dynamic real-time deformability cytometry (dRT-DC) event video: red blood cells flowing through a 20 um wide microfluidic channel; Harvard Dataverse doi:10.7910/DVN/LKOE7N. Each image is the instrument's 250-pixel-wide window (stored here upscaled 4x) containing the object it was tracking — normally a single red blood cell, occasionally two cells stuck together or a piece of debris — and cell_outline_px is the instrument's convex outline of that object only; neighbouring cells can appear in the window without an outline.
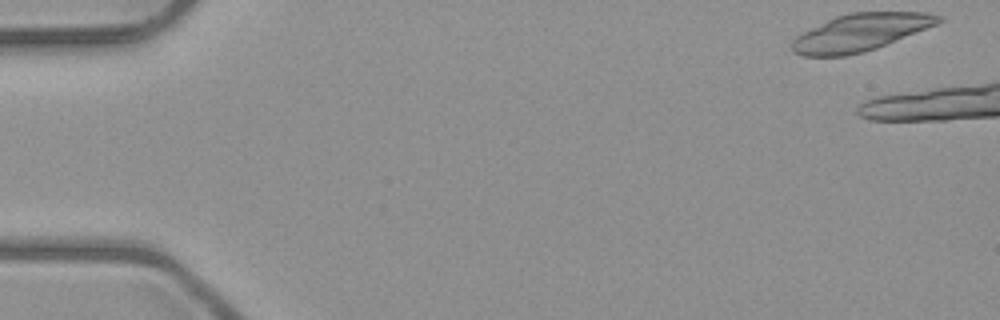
{"species": "common noctule bat (a hibernating species)", "species_latin": "Nyctalus noctula", "temperature_condition": "room temperature", "stored_images_in_passage": 9, "camera_frame_rate_fps": 3000, "um_per_image_px": 0.085, "animal": {"sex": "male", "body_mass_g": 23.1, "forearm_length_mm": 52.7}, "frame": {"image": 1, "passage_image": 1, "time_ms": 0.0, "image_size_px": [1000, 320], "cell_outline_px": [[944, 20], [936, 24], [876, 48], [864, 52], [844, 56], [800, 56], [792, 52], [792, 40], [796, 36], [836, 16], [852, 12], [928, 12], [944, 16]], "centroid_in_image_um": [73.14, 2.76], "position_along_channel_um": 11.9, "area_um2": 31.5}}
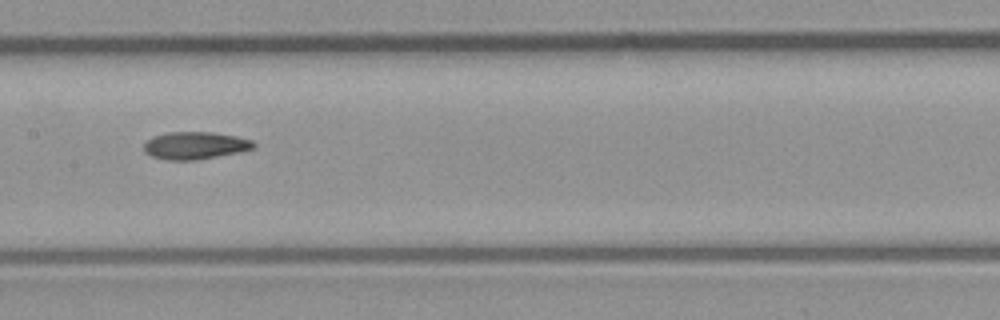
{"frame": {"image": 2, "passage_image": 9, "time_ms": 10.0, "image_size_px": [1000, 320], "cell_outline_px": [[256, 148], [240, 152], [196, 160], [168, 160], [152, 156], [144, 152], [144, 144], [152, 136], [168, 132], [212, 132], [236, 136], [252, 140], [256, 144]], "centroid_in_image_um": [16.6, 12.36], "position_along_channel_um": 190.8, "area_um2": 17.63}}